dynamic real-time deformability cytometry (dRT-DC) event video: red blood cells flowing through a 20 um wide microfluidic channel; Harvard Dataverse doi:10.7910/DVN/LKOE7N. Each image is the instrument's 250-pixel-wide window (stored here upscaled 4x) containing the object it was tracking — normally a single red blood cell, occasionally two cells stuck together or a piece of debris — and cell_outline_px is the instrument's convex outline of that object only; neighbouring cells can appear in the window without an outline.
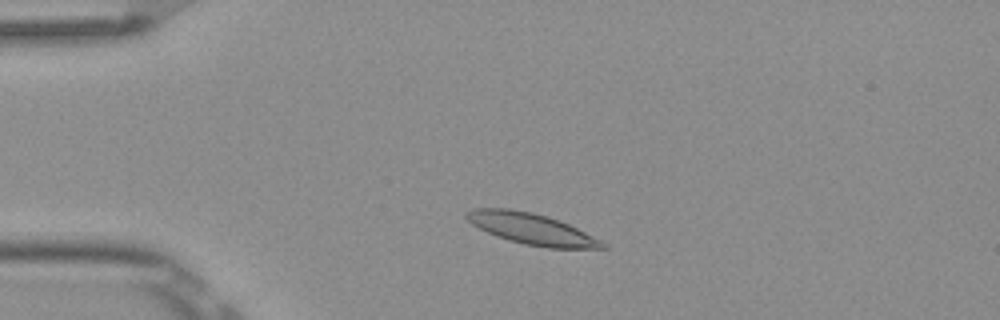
{"species": "Egyptian fruit bat (a non-hibernating species)", "species_latin": "Rousettus aegyptiacus", "temperature_condition": "room temperature", "stored_images_in_passage": 2, "camera_frame_rate_fps": 3000, "um_per_image_px": 0.085, "frame": {"image": 1, "passage_image": 1, "time_ms": 0.0, "image_size_px": [1000, 320], "cell_outline_px": [[608, 248], [548, 248], [524, 244], [508, 240], [496, 236], [472, 224], [464, 216], [472, 208], [508, 208], [532, 212], [548, 216], [560, 220], [608, 244]], "centroid_in_image_um": [45.18, 19.45], "position_along_channel_um": 39.8, "area_um2": 24.51}}